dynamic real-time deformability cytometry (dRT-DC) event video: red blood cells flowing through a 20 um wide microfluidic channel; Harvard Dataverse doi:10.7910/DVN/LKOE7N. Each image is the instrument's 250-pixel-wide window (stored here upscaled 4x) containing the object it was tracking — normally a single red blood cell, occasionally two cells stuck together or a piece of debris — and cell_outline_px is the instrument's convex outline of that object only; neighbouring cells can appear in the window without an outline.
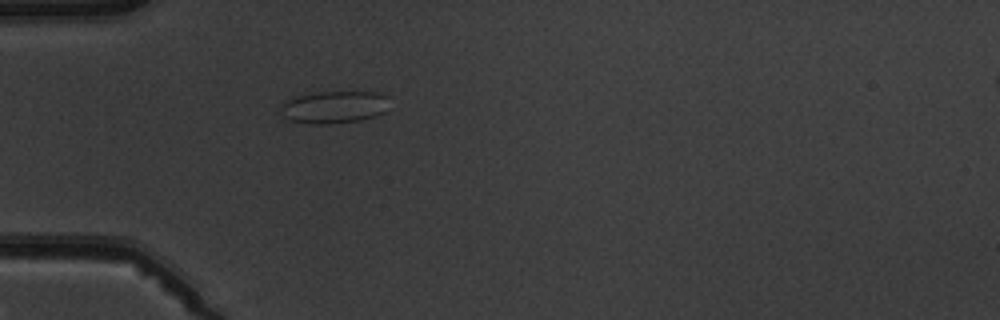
{"species": "common noctule bat (a hibernating species)", "species_latin": "Nyctalus noctula", "temperature_condition": "warm", "stored_images_in_passage": 2, "camera_frame_rate_fps": 3000, "um_per_image_px": 0.085, "animal": {"sex": "male", "body_mass_g": 19.5, "forearm_length_mm": 54.6}, "frame": {"image": 1, "passage_image": 2, "time_ms": 1.333, "image_size_px": [1000, 320], "cell_outline_px": [[388, 96], [384, 112], [376, 116], [360, 120], [328, 124], [316, 124], [292, 120], [284, 116], [280, 112], [280, 108], [284, 100], [316, 92], [376, 92]], "centroid_in_image_um": [28.39, 9.1], "position_along_channel_um": 56.6, "area_um2": 20.23}}